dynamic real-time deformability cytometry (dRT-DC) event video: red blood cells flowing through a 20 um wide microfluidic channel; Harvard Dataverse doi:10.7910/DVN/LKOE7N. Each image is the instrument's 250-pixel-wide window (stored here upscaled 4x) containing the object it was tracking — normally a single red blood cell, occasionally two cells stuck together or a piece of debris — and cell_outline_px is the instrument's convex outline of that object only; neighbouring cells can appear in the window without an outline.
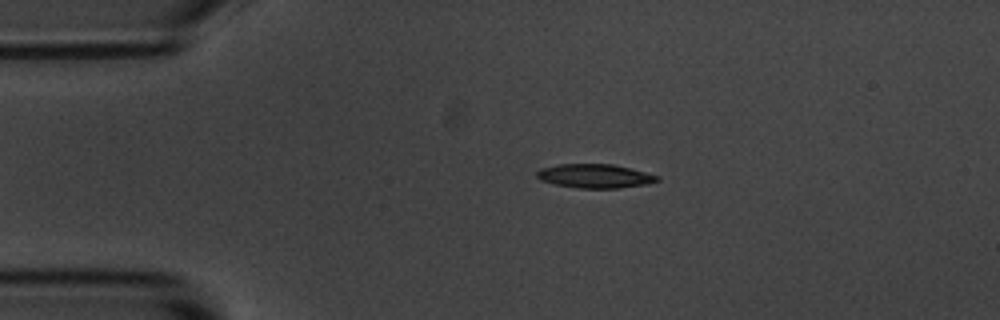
{"species": "common noctule bat (a hibernating species)", "species_latin": "Nyctalus noctula", "temperature_condition": "room temperature", "stored_images_in_passage": 3, "camera_frame_rate_fps": 3000, "um_per_image_px": 0.085, "animal": {"sex": "male", "body_mass_g": 20.1, "forearm_length_mm": 53.5}, "frame": {"image": 1, "passage_image": 2, "time_ms": 1.333, "image_size_px": [1000, 320], "cell_outline_px": [[660, 180], [648, 184], [620, 188], [576, 188], [556, 184], [540, 180], [536, 176], [536, 172], [540, 168], [560, 164], [612, 164], [632, 168], [660, 176]], "centroid_in_image_um": [50.59, 14.96], "position_along_channel_um": 34.4, "area_um2": 16.94}}